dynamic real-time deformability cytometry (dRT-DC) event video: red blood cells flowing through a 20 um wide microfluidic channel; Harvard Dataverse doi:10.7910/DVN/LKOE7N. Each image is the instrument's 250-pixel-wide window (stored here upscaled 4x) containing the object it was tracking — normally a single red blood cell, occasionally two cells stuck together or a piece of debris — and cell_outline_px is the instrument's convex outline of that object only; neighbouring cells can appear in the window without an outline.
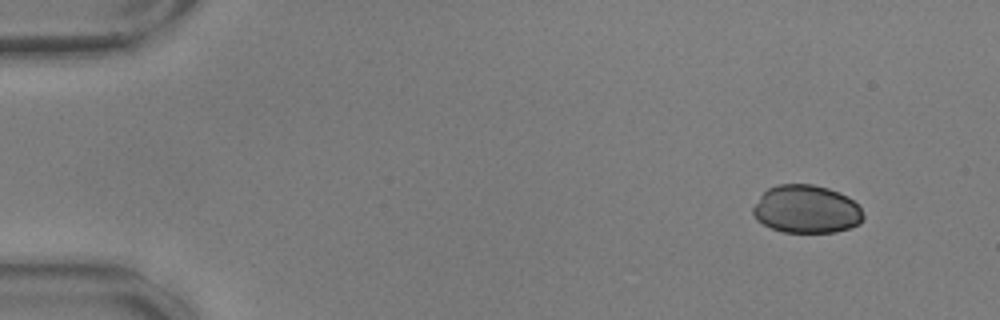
{"species": "common noctule bat (a hibernating species)", "species_latin": "Nyctalus noctula", "temperature_condition": "warm", "stored_images_in_passage": 52, "camera_frame_rate_fps": 3000, "um_per_image_px": 0.085, "animal": {"sex": "male", "body_mass_g": 17.9, "forearm_length_mm": 54.2}, "frame": {"image": 1, "passage_image": 1, "time_ms": 0.0, "image_size_px": [1000, 320], "cell_outline_px": [[864, 220], [860, 224], [836, 232], [784, 232], [772, 228], [756, 220], [752, 212], [752, 208], [760, 196], [768, 188], [776, 184], [812, 184], [828, 188], [840, 192], [848, 196], [860, 208], [864, 216]], "centroid_in_image_um": [68.55, 17.78], "position_along_channel_um": 16.5, "area_um2": 30.98}}
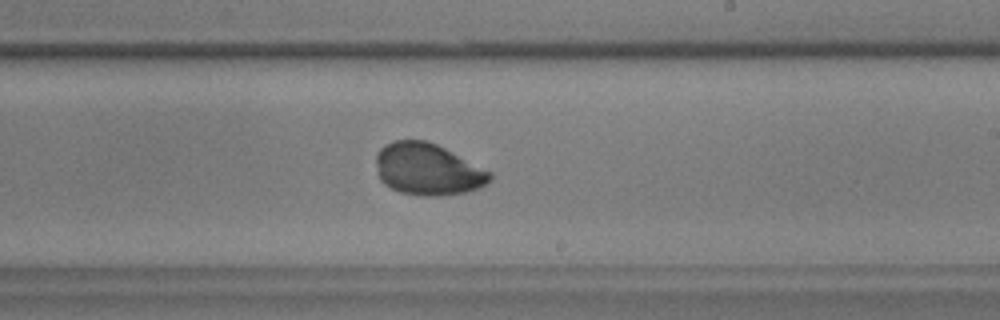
{"frame": {"image": 2, "passage_image": 30, "time_ms": 9.667, "image_size_px": [1000, 320], "cell_outline_px": [[492, 180], [480, 188], [468, 192], [440, 196], [420, 196], [400, 192], [384, 184], [380, 180], [376, 164], [376, 152], [384, 144], [392, 140], [424, 140], [436, 144], [492, 172]], "centroid_in_image_um": [36.35, 14.4], "position_along_channel_um": 252.6, "area_um2": 34.62}}
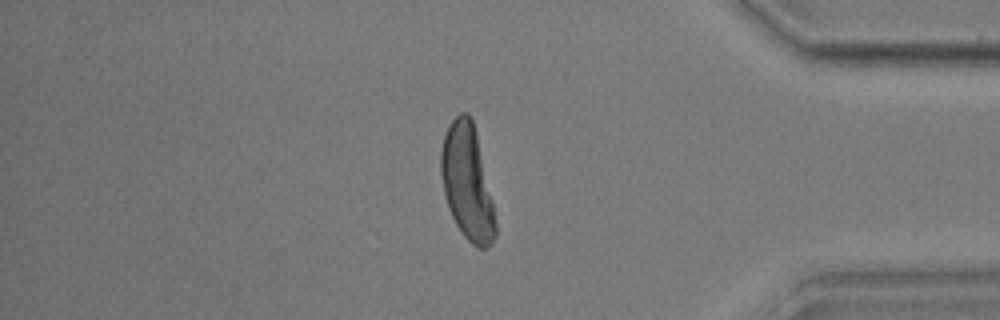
{"frame": {"image": 3, "passage_image": 44, "time_ms": 14.333, "image_size_px": [1000, 320], "cell_outline_px": [[496, 236], [492, 244], [484, 248], [476, 248], [464, 236], [456, 224], [448, 208], [444, 196], [440, 172], [440, 152], [444, 136], [448, 124], [460, 112], [468, 112], [472, 116], [476, 132], [492, 200], [496, 224]], "centroid_in_image_um": [39.7, 15.49], "position_along_channel_um": 395.5, "area_um2": 36.59}}